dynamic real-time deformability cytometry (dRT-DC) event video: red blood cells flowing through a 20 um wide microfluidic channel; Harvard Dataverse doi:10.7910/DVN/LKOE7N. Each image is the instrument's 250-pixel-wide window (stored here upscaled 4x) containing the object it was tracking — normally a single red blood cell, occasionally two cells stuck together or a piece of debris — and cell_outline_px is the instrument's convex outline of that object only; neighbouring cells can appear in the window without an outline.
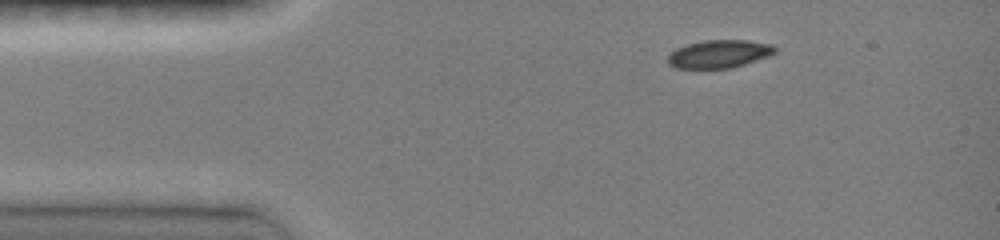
{"species": "common noctule bat (a hibernating species)", "species_latin": "Nyctalus noctula", "temperature_condition": "room temperature", "stored_images_in_passage": 25, "camera_frame_rate_fps": 3000, "um_per_image_px": 0.085, "animal": {"sex": "female", "body_mass_g": 19.0, "forearm_length_mm": 51.5}, "frame": {"image": 1, "passage_image": 1, "time_ms": 0.0, "image_size_px": [1000, 240], "cell_outline_px": [[776, 52], [768, 56], [732, 68], [676, 68], [668, 64], [668, 52], [676, 48], [688, 44], [704, 40], [748, 40], [772, 44], [776, 48]], "centroid_in_image_um": [61.11, 4.58], "position_along_channel_um": 23.9, "area_um2": 17.51}}
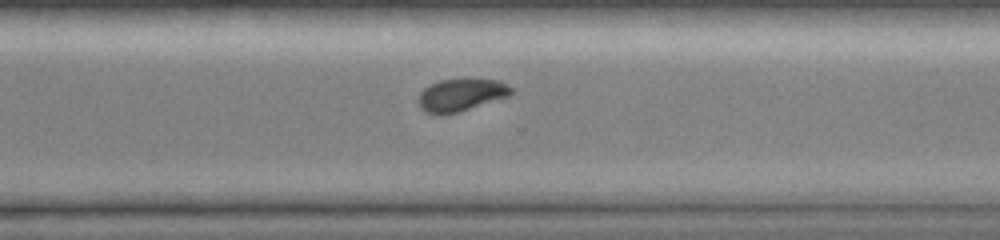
{"frame": {"image": 2, "passage_image": 15, "time_ms": 9.0, "image_size_px": [1000, 240], "cell_outline_px": [[516, 92], [508, 96], [456, 112], [440, 116], [424, 112], [420, 108], [420, 92], [424, 88], [440, 80], [460, 76], [464, 76], [500, 80], [508, 84]], "centroid_in_image_um": [39.22, 8.01], "position_along_channel_um": 331.4, "area_um2": 18.15}}
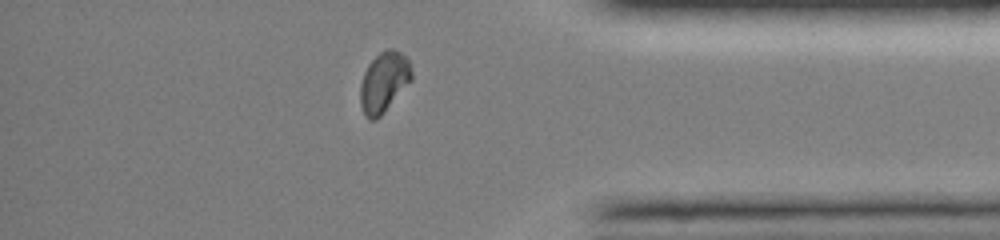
{"frame": {"image": 3, "passage_image": 20, "time_ms": 11.0, "image_size_px": [1000, 240], "cell_outline_px": [[412, 80], [384, 112], [376, 120], [368, 120], [364, 116], [360, 104], [360, 84], [364, 72], [368, 64], [380, 52], [388, 48], [392, 48], [400, 52], [408, 60], [412, 72]], "centroid_in_image_um": [32.61, 7.0], "position_along_channel_um": 402.6, "area_um2": 18.09}, "authors_computed_cell_mechanics": {"area_um2": 18.1492, "velocity_mm_per_s": 4.0415, "shape_relaxation_time_tau1_ms": 7.2736, "shape_relaxation_time_tau2_ms": 1.7363, "deformation_change_tau1": 0.1499, "deformation_change_tau2": 0.0285}}